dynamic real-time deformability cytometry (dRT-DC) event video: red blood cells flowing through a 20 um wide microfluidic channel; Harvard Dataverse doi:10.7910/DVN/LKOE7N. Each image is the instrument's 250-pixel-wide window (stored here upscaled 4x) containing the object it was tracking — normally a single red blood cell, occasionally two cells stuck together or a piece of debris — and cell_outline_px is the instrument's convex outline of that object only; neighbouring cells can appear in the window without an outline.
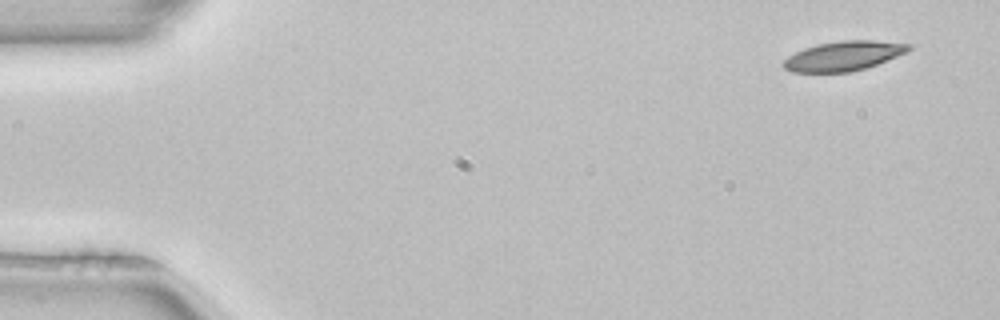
{"species": "common noctule bat (a hibernating species)", "species_latin": "Nyctalus noctula", "temperature_condition": "room temperature", "stored_images_in_passage": 3, "camera_frame_rate_fps": 3000, "um_per_image_px": 0.085, "animal": {"sex": "female", "body_mass_g": 22.7, "forearm_length_mm": 54.2}, "frame": {"image": 1, "passage_image": 1, "time_ms": 0.0, "image_size_px": [1000, 320], "cell_outline_px": [[916, 44], [912, 48], [896, 56], [876, 64], [864, 68], [848, 72], [792, 72], [784, 68], [780, 64], [788, 56], [804, 48], [816, 44], [840, 40], [876, 40]], "centroid_in_image_um": [71.69, 4.74], "position_along_channel_um": 13.3, "area_um2": 21.62}}
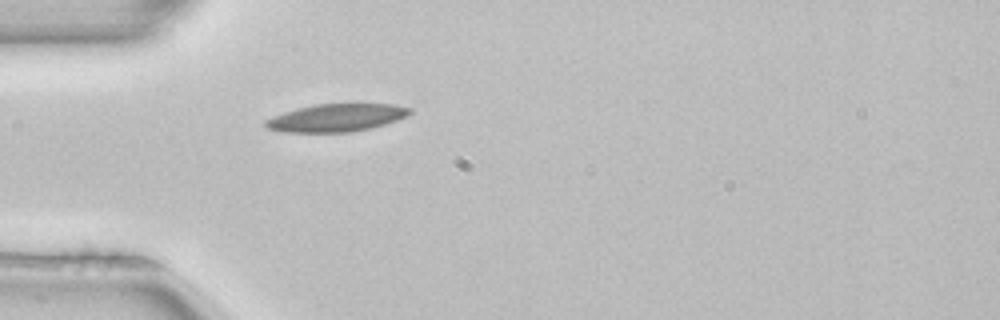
{"frame": {"image": 2, "passage_image": 3, "time_ms": 0.667, "image_size_px": [1000, 320], "cell_outline_px": [[412, 112], [408, 116], [372, 128], [352, 132], [284, 132], [268, 128], [264, 124], [264, 120], [272, 116], [296, 108], [316, 104], [392, 104], [412, 108]], "centroid_in_image_um": [28.59, 10.01], "position_along_channel_um": 56.4, "area_um2": 23.35}}